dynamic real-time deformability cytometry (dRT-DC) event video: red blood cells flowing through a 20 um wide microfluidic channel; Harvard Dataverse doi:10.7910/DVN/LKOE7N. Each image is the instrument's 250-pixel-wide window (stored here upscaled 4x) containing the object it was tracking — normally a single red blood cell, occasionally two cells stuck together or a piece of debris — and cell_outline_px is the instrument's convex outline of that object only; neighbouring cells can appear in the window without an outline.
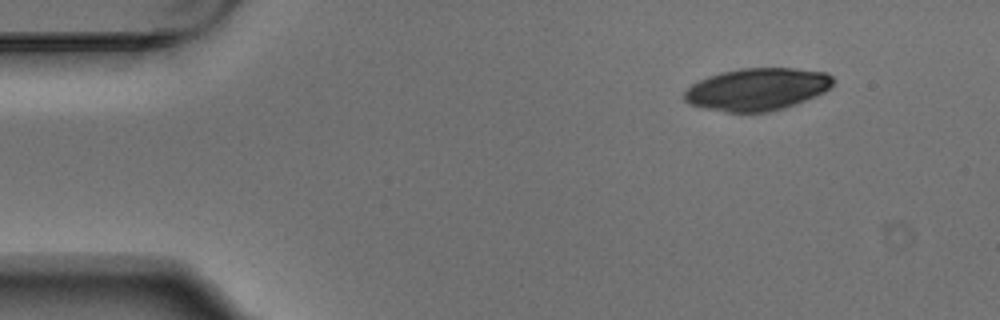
{"species": "Egyptian fruit bat (a non-hibernating species)", "species_latin": "Rousettus aegyptiacus", "temperature_condition": "warm", "stored_images_in_passage": 6, "camera_frame_rate_fps": 3000, "um_per_image_px": 0.085, "animal": {"sex": "male"}, "frame": {"image": 1, "passage_image": 6, "time_ms": 1.667, "image_size_px": [1000, 320], "cell_outline_px": [[836, 80], [824, 92], [784, 108], [768, 112], [728, 112], [704, 108], [688, 104], [684, 100], [684, 92], [692, 84], [708, 76], [720, 72], [740, 68], [792, 68], [828, 72]], "centroid_in_image_um": [64.35, 7.58], "position_along_channel_um": 20.7, "area_um2": 36.7}}